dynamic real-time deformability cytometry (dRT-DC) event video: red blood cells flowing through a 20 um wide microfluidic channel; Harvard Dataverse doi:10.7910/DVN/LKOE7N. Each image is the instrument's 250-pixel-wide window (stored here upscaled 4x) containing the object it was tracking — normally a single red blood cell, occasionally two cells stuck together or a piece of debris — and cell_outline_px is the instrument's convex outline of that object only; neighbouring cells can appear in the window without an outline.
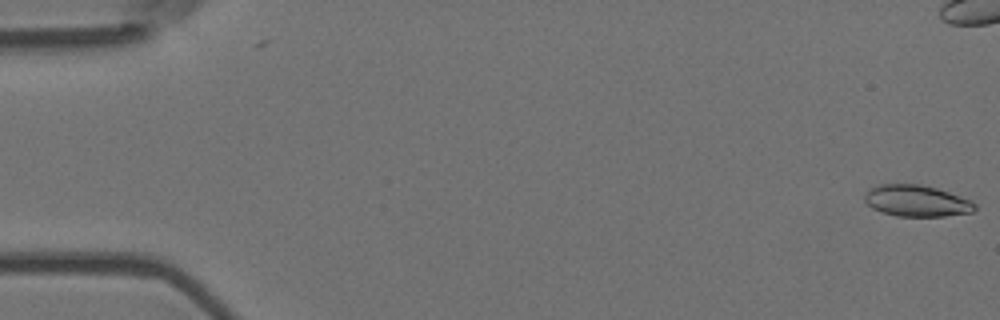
{"species": "Egyptian fruit bat (a non-hibernating species)", "species_latin": "Rousettus aegyptiacus", "temperature_condition": "room temperature", "stored_images_in_passage": 2, "camera_frame_rate_fps": 3000, "um_per_image_px": 0.085, "animal": {"sex": "female"}, "frame": {"image": 1, "passage_image": 2, "time_ms": 0.333, "image_size_px": [1000, 320], "cell_outline_px": [[976, 208], [972, 212], [944, 216], [896, 216], [872, 208], [864, 200], [864, 192], [868, 188], [880, 184], [920, 184], [936, 188], [972, 200], [976, 204]], "centroid_in_image_um": [77.89, 17.06], "position_along_channel_um": 7.1, "area_um2": 20.23}}